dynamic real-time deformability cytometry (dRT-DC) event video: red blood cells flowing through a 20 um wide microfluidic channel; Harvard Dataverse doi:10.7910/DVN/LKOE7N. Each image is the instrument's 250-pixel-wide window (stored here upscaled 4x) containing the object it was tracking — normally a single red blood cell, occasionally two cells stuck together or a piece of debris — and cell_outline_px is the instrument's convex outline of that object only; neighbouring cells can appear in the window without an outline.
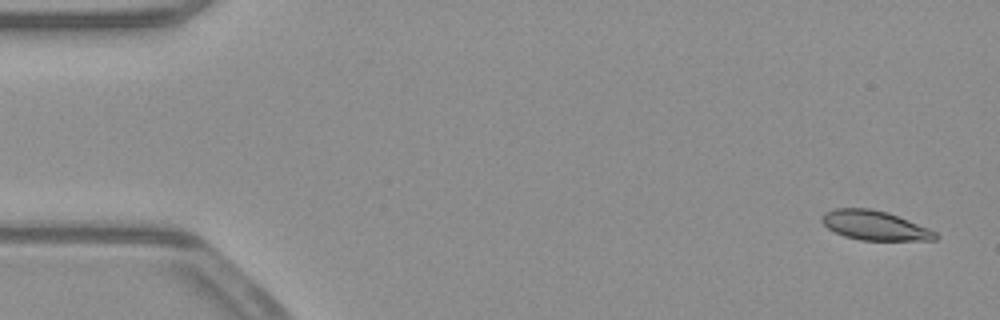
{"species": "common noctule bat (a hibernating species)", "species_latin": "Nyctalus noctula", "temperature_condition": "warm", "stored_images_in_passage": 32, "camera_frame_rate_fps": 3000, "um_per_image_px": 0.085, "animal": {"sex": "male", "body_mass_g": 23.1, "forearm_length_mm": 52.7}, "frame": {"image": 1, "passage_image": 3, "time_ms": 0.667, "image_size_px": [1000, 320], "cell_outline_px": [[940, 236], [936, 240], [860, 240], [844, 236], [828, 228], [820, 220], [820, 216], [824, 212], [832, 208], [868, 208], [888, 212], [928, 228], [936, 232]], "centroid_in_image_um": [74.33, 19.15], "position_along_channel_um": 10.7, "area_um2": 19.54}}
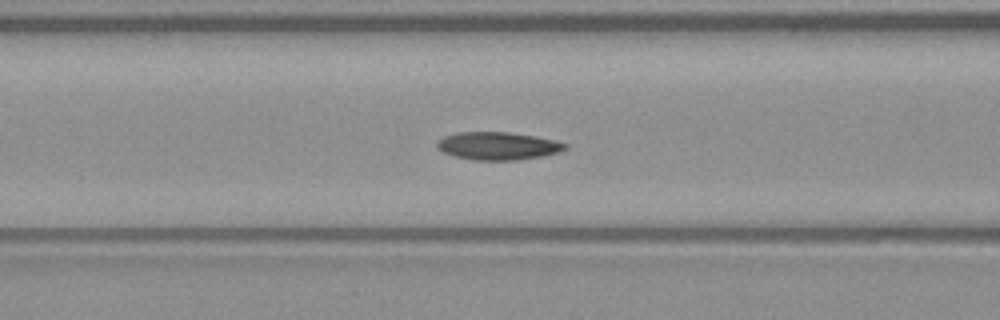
{"frame": {"image": 2, "passage_image": 22, "time_ms": 7.0, "image_size_px": [1000, 320], "cell_outline_px": [[568, 148], [544, 156], [516, 160], [476, 160], [456, 156], [444, 152], [436, 148], [436, 140], [444, 136], [456, 132], [508, 132], [536, 136], [556, 140], [568, 144]], "centroid_in_image_um": [42.32, 12.39], "position_along_channel_um": 124.3, "area_um2": 20.87}}
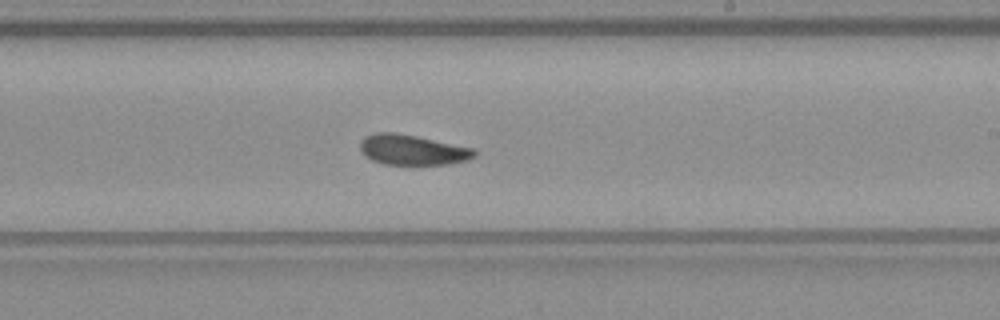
{"frame": {"image": 3, "passage_image": 32, "time_ms": 10.333, "image_size_px": [1000, 320], "cell_outline_px": [[476, 156], [468, 160], [448, 164], [384, 164], [372, 160], [364, 156], [360, 152], [360, 140], [364, 136], [376, 132], [396, 132], [476, 148]], "centroid_in_image_um": [35.04, 12.73], "position_along_channel_um": 254.0, "area_um2": 20.4}}